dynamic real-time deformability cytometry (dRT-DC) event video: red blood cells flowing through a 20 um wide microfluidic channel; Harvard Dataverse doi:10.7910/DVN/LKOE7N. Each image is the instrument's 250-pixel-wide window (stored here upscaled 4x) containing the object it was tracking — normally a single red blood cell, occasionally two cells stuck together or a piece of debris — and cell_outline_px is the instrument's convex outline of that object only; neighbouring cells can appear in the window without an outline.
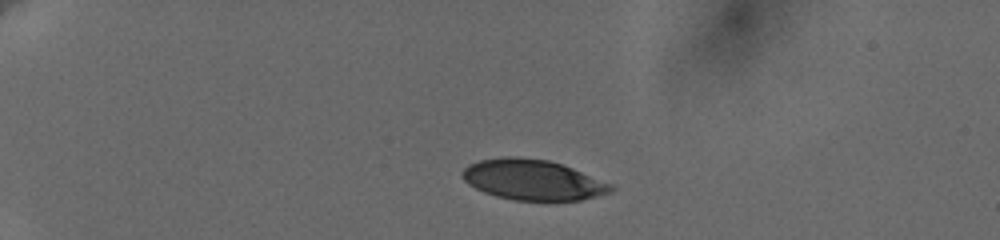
{"species": "human", "species_latin": "Homo sapiens", "temperature_condition": "cold", "stored_images_in_passage": 52, "camera_frame_rate_fps": 3000, "um_per_image_px": 0.085, "donor": {"sex": "female"}, "frame": {"image": 1, "passage_image": 1, "time_ms": 0.0, "image_size_px": [1000, 240], "cell_outline_px": [[616, 188], [612, 192], [580, 200], [512, 200], [496, 196], [484, 192], [468, 184], [460, 176], [460, 172], [468, 164], [480, 160], [504, 156], [516, 156], [548, 160], [572, 168], [612, 184]], "centroid_in_image_um": [45.25, 15.28], "position_along_channel_um": 39.7, "area_um2": 35.03}}
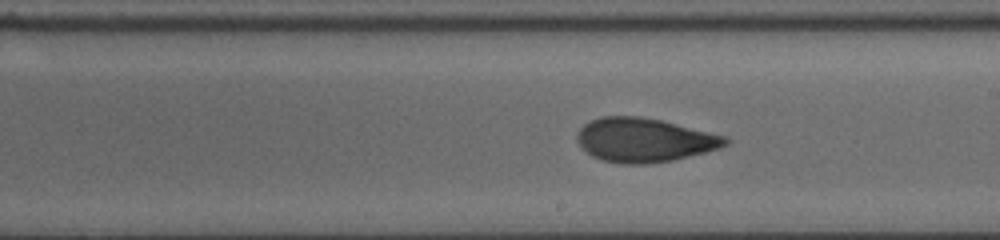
{"frame": {"image": 2, "passage_image": 29, "time_ms": 7.333, "image_size_px": [1000, 240], "cell_outline_px": [[728, 144], [720, 148], [672, 160], [648, 164], [620, 164], [600, 160], [592, 156], [576, 140], [576, 136], [580, 128], [584, 124], [592, 120], [604, 116], [640, 116], [660, 120], [728, 136]], "centroid_in_image_um": [54.76, 11.9], "position_along_channel_um": 234.2, "area_um2": 37.92}}
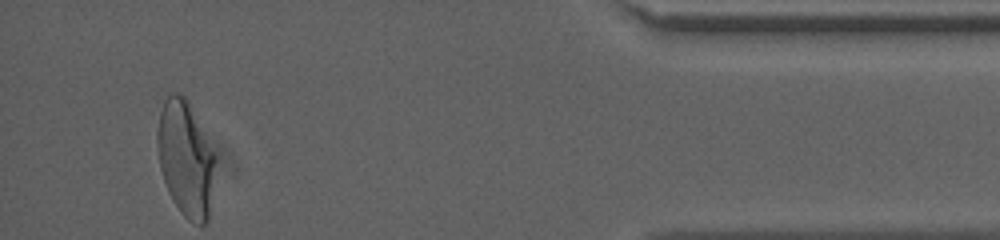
{"frame": {"image": 3, "passage_image": 52, "time_ms": 13.667, "image_size_px": [1000, 240], "cell_outline_px": [[216, 160], [208, 220], [204, 224], [192, 224], [180, 212], [172, 200], [168, 192], [160, 168], [156, 148], [156, 132], [160, 112], [164, 100], [172, 92], [176, 92], [184, 96], [188, 100], [216, 156]], "centroid_in_image_um": [15.76, 13.49], "position_along_channel_um": 419.4, "area_um2": 39.3}, "authors_computed_cell_mechanics": {"area_um2": 37.6856, "velocity_mm_per_s": 3.6571, "shape_relaxation_time_tau1_ms": 6.0936, "shape_relaxation_time_tau2_ms": 1.5132, "deformation_change_tau1": 0.1904, "deformation_change_tau2": 0.073}}